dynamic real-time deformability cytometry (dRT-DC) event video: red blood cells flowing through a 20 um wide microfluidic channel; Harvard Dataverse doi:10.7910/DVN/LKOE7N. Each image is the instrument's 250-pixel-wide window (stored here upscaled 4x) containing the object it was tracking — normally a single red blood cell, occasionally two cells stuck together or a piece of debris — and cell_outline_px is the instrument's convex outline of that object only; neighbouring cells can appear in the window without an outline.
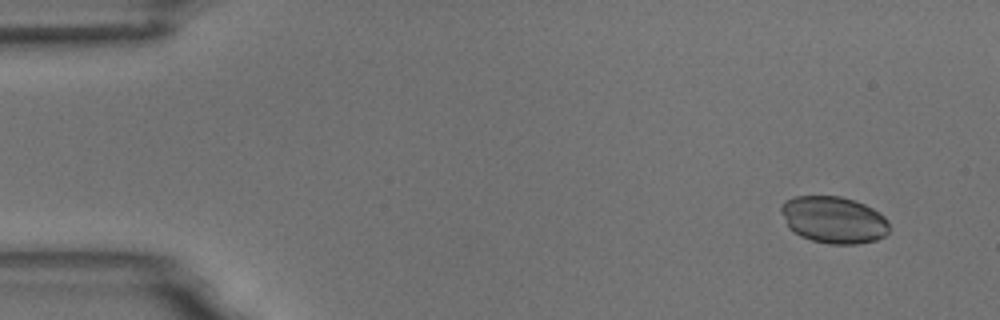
{"species": "common noctule bat (a hibernating species)", "species_latin": "Nyctalus noctula", "temperature_condition": "room temperature", "stored_images_in_passage": 6, "segment_of_instrument_passage": [2, 2], "camera_frame_rate_fps": 3000, "um_per_image_px": 0.085, "animal": {"sex": "male", "body_mass_g": 18.8}, "frame": {"image": 1, "passage_image": 6, "time_ms": 6.667, "image_size_px": [1000, 320], "cell_outline_px": [[888, 232], [884, 236], [876, 240], [856, 244], [828, 244], [812, 240], [800, 236], [788, 228], [780, 208], [780, 204], [784, 200], [792, 196], [840, 196], [864, 204], [872, 208], [884, 216], [888, 220]], "centroid_in_image_um": [70.83, 18.68], "position_along_channel_um": 14.2, "area_um2": 29.65}}